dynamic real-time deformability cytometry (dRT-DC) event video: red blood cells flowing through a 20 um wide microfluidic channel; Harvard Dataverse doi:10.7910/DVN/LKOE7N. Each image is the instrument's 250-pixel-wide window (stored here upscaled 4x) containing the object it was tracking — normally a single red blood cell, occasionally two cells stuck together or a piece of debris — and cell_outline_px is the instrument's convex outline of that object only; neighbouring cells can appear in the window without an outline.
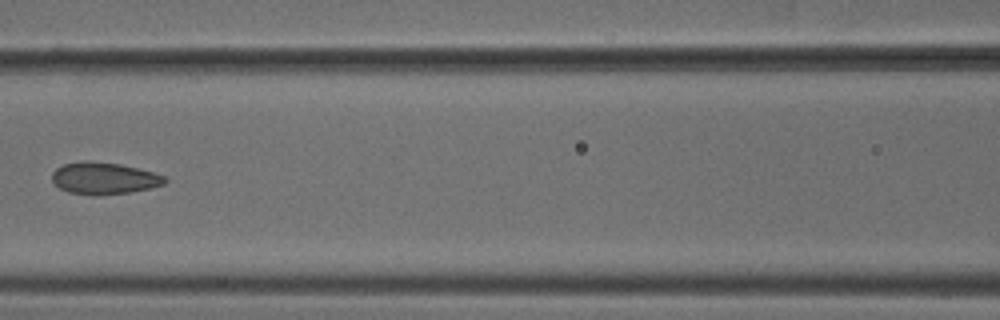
{"species": "common noctule bat (a hibernating species)", "species_latin": "Nyctalus noctula", "temperature_condition": "cold", "stored_images_in_passage": 5, "camera_frame_rate_fps": 3000, "um_per_image_px": 0.085, "animal": {"sex": "male", "body_mass_g": 18.8}, "frame": {"image": 1, "passage_image": 3, "time_ms": 0.667, "image_size_px": [1000, 320], "cell_outline_px": [[168, 180], [164, 184], [148, 188], [128, 192], [96, 196], [92, 196], [68, 192], [60, 188], [52, 180], [52, 172], [56, 168], [64, 164], [84, 160], [88, 160], [120, 164], [152, 172], [164, 176]], "centroid_in_image_um": [8.8, 15.15], "position_along_channel_um": 157.8, "area_um2": 20.92}}
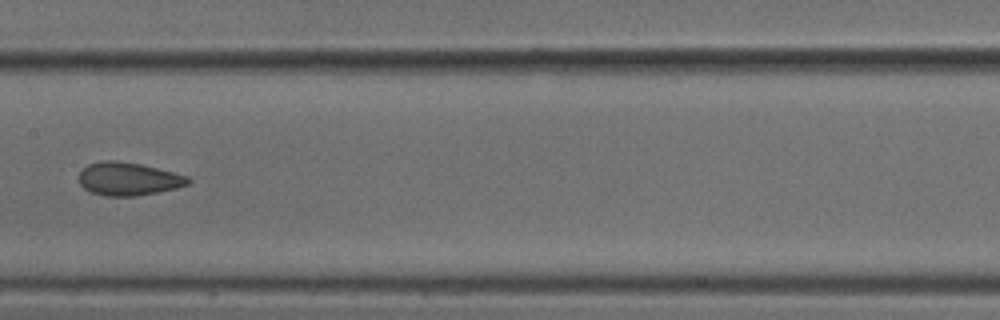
{"frame": {"image": 2, "passage_image": 4, "time_ms": 1.0, "image_size_px": [1000, 320], "cell_outline_px": [[192, 180], [188, 184], [176, 188], [136, 196], [104, 196], [92, 192], [84, 188], [80, 184], [80, 172], [88, 164], [104, 160], [116, 160], [140, 164], [188, 176]], "centroid_in_image_um": [10.91, 15.21], "position_along_channel_um": 196.5, "area_um2": 20.87}}
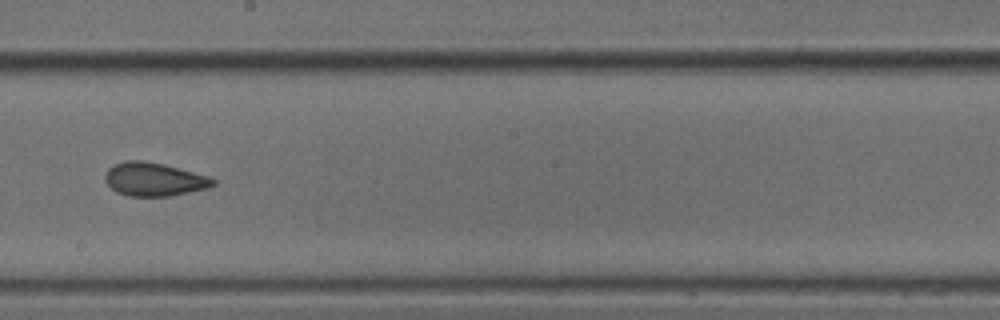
{"frame": {"image": 3, "passage_image": 5, "time_ms": 1.333, "image_size_px": [1000, 320], "cell_outline_px": [[216, 184], [208, 188], [168, 196], [128, 196], [116, 192], [104, 180], [104, 176], [108, 168], [116, 164], [128, 160], [144, 160], [164, 164], [208, 176], [216, 180]], "centroid_in_image_um": [13.09, 15.24], "position_along_channel_um": 235.1, "area_um2": 20.98}}